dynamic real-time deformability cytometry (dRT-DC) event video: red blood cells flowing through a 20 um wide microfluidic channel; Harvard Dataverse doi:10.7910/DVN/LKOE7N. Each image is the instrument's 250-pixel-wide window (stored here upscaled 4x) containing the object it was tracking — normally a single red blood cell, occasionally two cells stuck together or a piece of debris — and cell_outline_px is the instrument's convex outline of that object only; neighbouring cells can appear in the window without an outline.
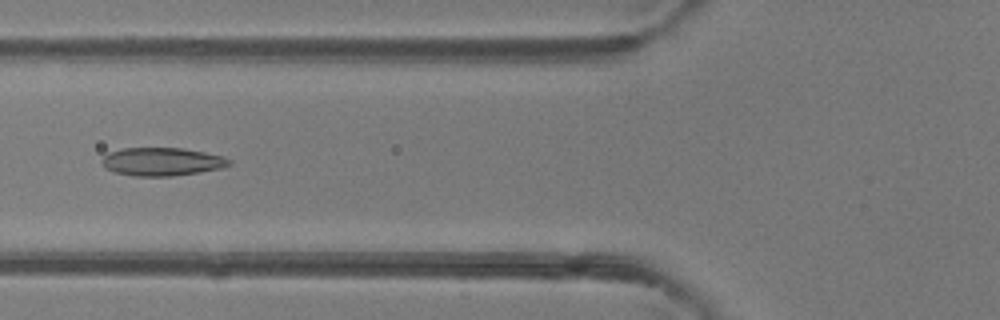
{"species": "common noctule bat (a hibernating species)", "species_latin": "Nyctalus noctula", "temperature_condition": "room temperature", "stored_images_in_passage": 49, "camera_frame_rate_fps": 3000, "um_per_image_px": 0.085, "animal": {"sex": "female"}, "frame": {"image": 1, "passage_image": 19, "time_ms": 6.0, "image_size_px": [1000, 320], "cell_outline_px": [[232, 164], [224, 168], [200, 172], [172, 176], [132, 176], [116, 172], [104, 168], [100, 160], [108, 152], [124, 148], [184, 148], [224, 156], [232, 160]], "centroid_in_image_um": [13.79, 13.74], "position_along_channel_um": 112.0, "area_um2": 21.15}}
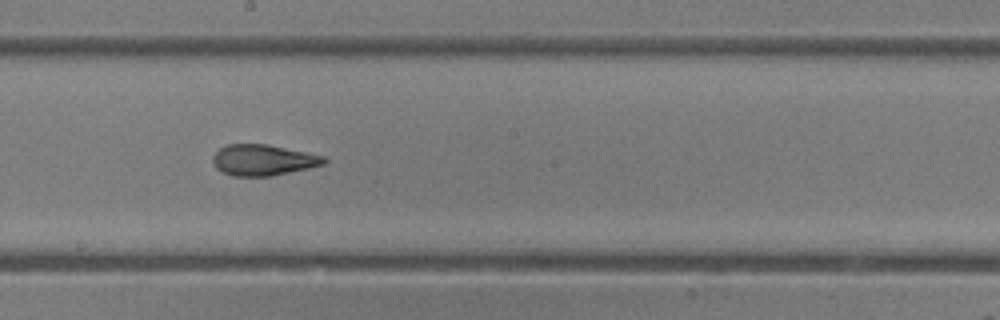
{"frame": {"image": 2, "passage_image": 27, "time_ms": 8.667, "image_size_px": [1000, 320], "cell_outline_px": [[328, 160], [324, 164], [308, 168], [268, 176], [232, 176], [216, 168], [212, 160], [212, 156], [220, 148], [228, 144], [268, 144], [324, 156]], "centroid_in_image_um": [22.35, 13.59], "position_along_channel_um": 225.9, "area_um2": 19.88}}
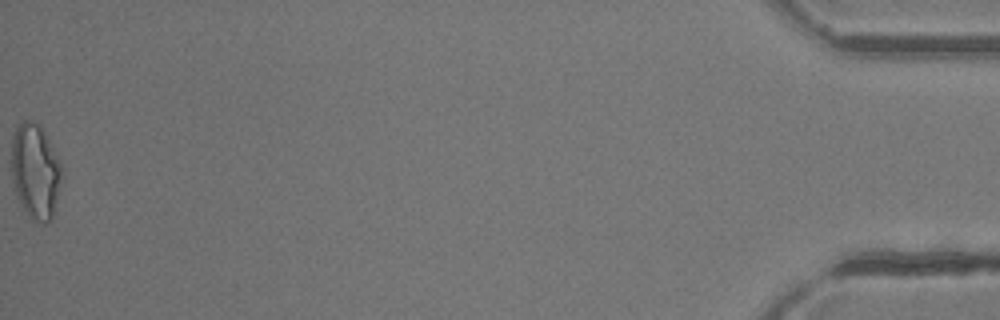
{"frame": {"image": 3, "passage_image": 49, "time_ms": 16.0, "image_size_px": [1000, 320], "cell_outline_px": [[60, 180], [56, 200], [52, 216], [48, 224], [40, 224], [32, 220], [16, 196], [12, 176], [12, 136], [16, 124], [24, 120], [28, 120], [40, 124], [60, 164]], "centroid_in_image_um": [2.96, 14.55], "position_along_channel_um": 432.2, "area_um2": 27.4}, "authors_computed_cell_mechanics": {"area_um2": 21.2126, "velocity_mm_per_s": 4.2533, "shape_relaxation_time_tau1_ms": 7.486, "shape_relaxation_time_tau2_ms": 1.8632, "deformation_change_tau1": 0.1983, "deformation_change_tau2": 0.0889}}